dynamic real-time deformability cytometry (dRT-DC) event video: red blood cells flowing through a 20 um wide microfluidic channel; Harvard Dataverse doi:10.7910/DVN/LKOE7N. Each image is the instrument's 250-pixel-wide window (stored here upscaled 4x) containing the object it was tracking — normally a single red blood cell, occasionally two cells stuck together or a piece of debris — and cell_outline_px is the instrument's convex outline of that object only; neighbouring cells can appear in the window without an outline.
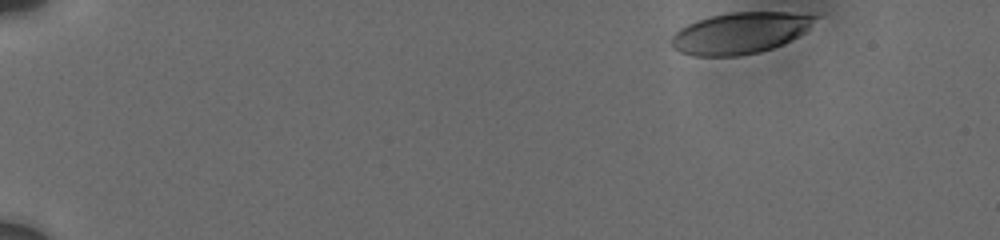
{"species": "human", "species_latin": "Homo sapiens", "temperature_condition": "cold", "stored_images_in_passage": 20, "camera_frame_rate_fps": 3000, "um_per_image_px": 0.085, "donor": {"sex": "male"}, "frame": {"image": 1, "passage_image": 1, "time_ms": 0.0, "image_size_px": [1000, 240], "cell_outline_px": [[816, 16], [808, 28], [804, 32], [772, 48], [756, 52], [736, 56], [696, 56], [680, 52], [672, 48], [672, 36], [680, 28], [696, 20], [728, 12], [788, 12]], "centroid_in_image_um": [62.83, 2.8], "position_along_channel_um": 22.2, "area_um2": 33.93}}
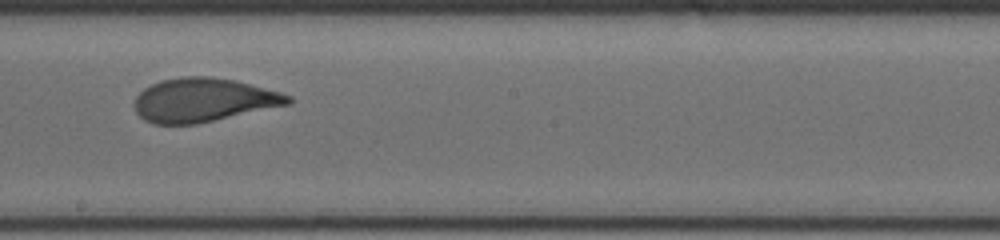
{"frame": {"image": 2, "passage_image": 12, "time_ms": 9.333, "image_size_px": [1000, 240], "cell_outline_px": [[292, 100], [288, 104], [196, 124], [156, 124], [144, 120], [136, 112], [136, 96], [144, 88], [160, 80], [184, 76], [208, 76], [236, 80], [280, 92], [292, 96]], "centroid_in_image_um": [17.27, 8.49], "position_along_channel_um": 230.9, "area_um2": 38.84}}
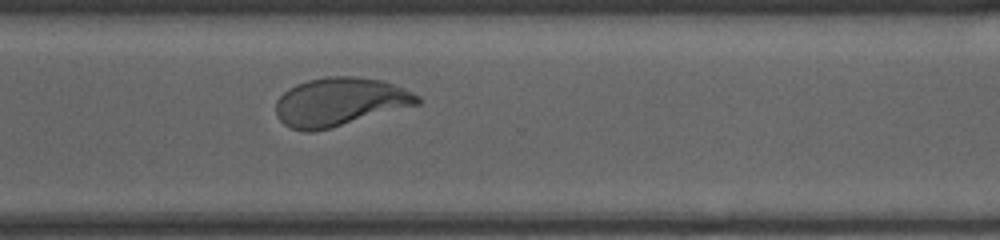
{"frame": {"image": 3, "passage_image": 20, "time_ms": 12.333, "image_size_px": [1000, 240], "cell_outline_px": [[420, 104], [328, 128], [312, 132], [304, 132], [292, 128], [284, 124], [276, 116], [276, 100], [288, 88], [296, 84], [308, 80], [328, 76], [356, 76], [384, 80], [404, 88], [420, 96]], "centroid_in_image_um": [28.87, 8.64], "position_along_channel_um": 341.7, "area_um2": 39.82}}